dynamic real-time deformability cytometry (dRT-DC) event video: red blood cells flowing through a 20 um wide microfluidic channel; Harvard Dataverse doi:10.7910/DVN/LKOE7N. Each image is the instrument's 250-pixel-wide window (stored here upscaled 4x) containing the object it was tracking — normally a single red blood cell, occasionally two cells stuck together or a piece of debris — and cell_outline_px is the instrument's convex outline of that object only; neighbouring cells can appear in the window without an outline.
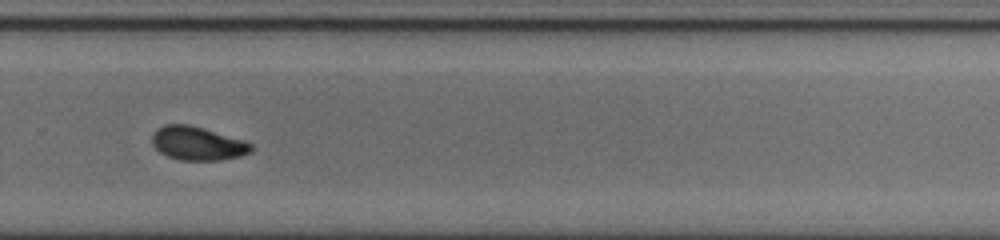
{"species": "common noctule bat (a hibernating species)", "species_latin": "Nyctalus noctula", "temperature_condition": "cold", "stored_images_in_passage": 37, "camera_frame_rate_fps": 3000, "um_per_image_px": 0.085, "animal": {"sex": "male", "body_mass_g": 20.0, "forearm_length_mm": 53.3}, "frame": {"image": 1, "passage_image": 22, "time_ms": 7.0, "image_size_px": [1000, 240], "cell_outline_px": [[252, 152], [240, 156], [220, 160], [180, 160], [168, 156], [160, 152], [152, 144], [152, 132], [156, 128], [164, 124], [188, 124], [204, 128], [244, 140], [252, 144]], "centroid_in_image_um": [16.78, 12.18], "position_along_channel_um": 313.0, "area_um2": 19.54}, "authors_computed_cell_mechanics": {"area_um2": 19.7676, "velocity_mm_per_s": 3.8156, "shape_relaxation_time_tau1_ms": 4.9942, "shape_relaxation_time_tau2_ms": 3.517, "deformation_change_tau1": 0.1612, "deformation_change_tau2": 0.0654}}